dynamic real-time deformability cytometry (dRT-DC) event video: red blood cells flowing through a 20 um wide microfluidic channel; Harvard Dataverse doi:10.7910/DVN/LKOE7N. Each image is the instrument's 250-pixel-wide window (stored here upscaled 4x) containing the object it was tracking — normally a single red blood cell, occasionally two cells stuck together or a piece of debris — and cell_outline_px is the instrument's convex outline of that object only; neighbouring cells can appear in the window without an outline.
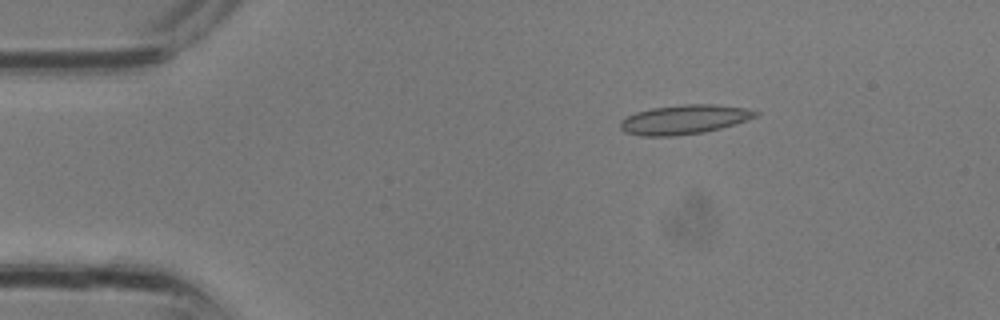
{"species": "common noctule bat (a hibernating species)", "species_latin": "Nyctalus noctula", "temperature_condition": "room temperature", "stored_images_in_passage": 11, "camera_frame_rate_fps": 3000, "um_per_image_px": 0.085, "animal": {"sex": "male", "body_mass_g": 13.3}, "frame": {"image": 1, "passage_image": 5, "time_ms": 1.333, "image_size_px": [1000, 320], "cell_outline_px": [[760, 112], [756, 116], [748, 120], [736, 124], [704, 132], [676, 136], [640, 136], [624, 132], [620, 128], [620, 120], [636, 112], [652, 108], [684, 104], [716, 104], [748, 108]], "centroid_in_image_um": [58.17, 10.16], "position_along_channel_um": 26.8, "area_um2": 23.29}}
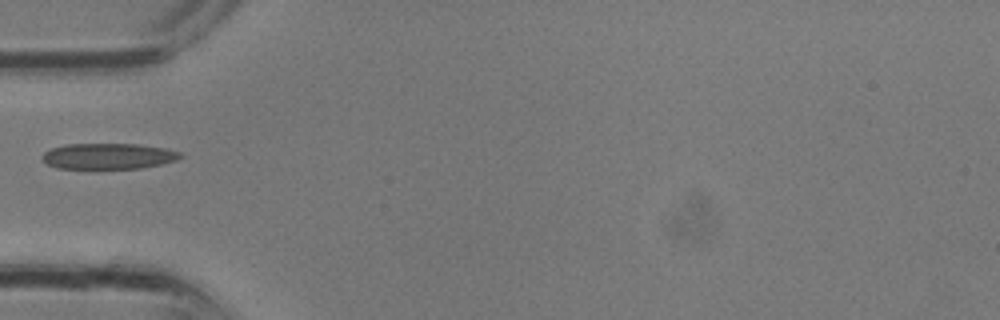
{"frame": {"image": 2, "passage_image": 10, "time_ms": 3.0, "image_size_px": [1000, 320], "cell_outline_px": [[184, 156], [176, 160], [160, 164], [140, 168], [56, 168], [40, 160], [40, 156], [44, 152], [52, 148], [64, 144], [140, 144], [168, 148], [180, 152]], "centroid_in_image_um": [9.2, 13.26], "position_along_channel_um": 75.8, "area_um2": 20.92}}